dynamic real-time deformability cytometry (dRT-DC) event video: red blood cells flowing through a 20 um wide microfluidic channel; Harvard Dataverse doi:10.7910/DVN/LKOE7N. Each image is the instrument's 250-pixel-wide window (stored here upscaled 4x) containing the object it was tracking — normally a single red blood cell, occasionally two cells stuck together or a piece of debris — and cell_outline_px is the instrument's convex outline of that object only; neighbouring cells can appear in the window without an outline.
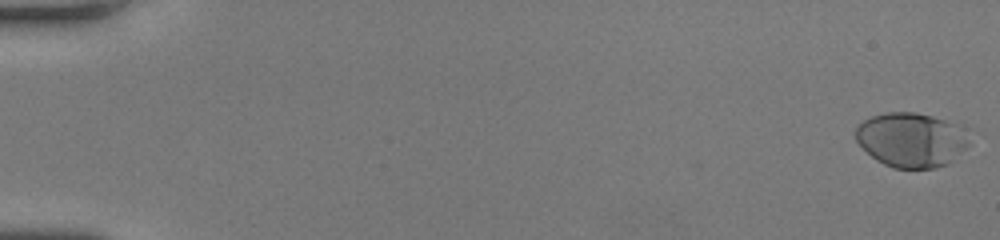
{"species": "human", "species_latin": "Homo sapiens", "temperature_condition": "room temperature", "stored_images_in_passage": 51, "camera_frame_rate_fps": 3000, "um_per_image_px": 0.085, "donor": {"sex": "female"}, "frame": {"image": 1, "passage_image": 1, "time_ms": 0.0, "image_size_px": [1000, 240], "cell_outline_px": [[956, 128], [948, 164], [936, 168], [892, 168], [876, 160], [856, 140], [856, 128], [864, 120], [872, 116], [888, 112], [916, 112], [932, 116], [956, 124]], "centroid_in_image_um": [77.13, 11.87], "position_along_channel_um": 7.9, "area_um2": 33.06}}
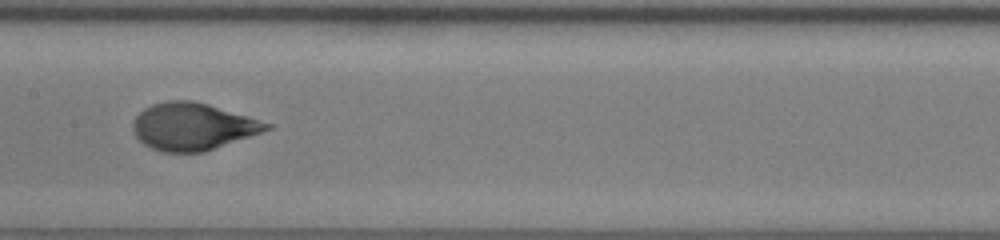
{"frame": {"image": 2, "passage_image": 28, "time_ms": 9.0, "image_size_px": [1000, 240], "cell_outline_px": [[272, 128], [204, 152], [160, 152], [144, 144], [132, 132], [132, 120], [144, 108], [152, 104], [164, 100], [192, 100], [208, 104], [272, 124]], "centroid_in_image_um": [16.32, 10.75], "position_along_channel_um": 191.1, "area_um2": 36.59}}
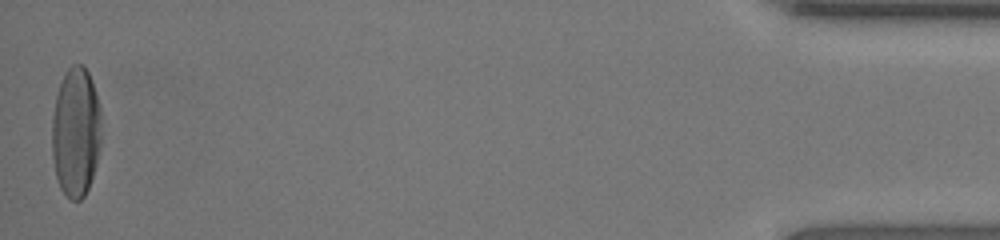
{"frame": {"image": 3, "passage_image": 51, "time_ms": 16.667, "image_size_px": [1000, 240], "cell_outline_px": [[100, 144], [96, 164], [88, 188], [84, 196], [80, 200], [72, 200], [60, 188], [56, 176], [52, 156], [52, 116], [56, 96], [64, 72], [72, 64], [84, 64], [88, 72], [100, 108]], "centroid_in_image_um": [6.43, 11.21], "position_along_channel_um": 428.8, "area_um2": 37.17}, "authors_computed_cell_mechanics": {"area_um2": 36.414, "velocity_mm_per_s": 4.2395, "shape_relaxation_time_tau1_ms": 4.2606, "shape_relaxation_time_tau2_ms": null, "deformation_change_tau1": 0.2453, "deformation_change_tau2": null}}